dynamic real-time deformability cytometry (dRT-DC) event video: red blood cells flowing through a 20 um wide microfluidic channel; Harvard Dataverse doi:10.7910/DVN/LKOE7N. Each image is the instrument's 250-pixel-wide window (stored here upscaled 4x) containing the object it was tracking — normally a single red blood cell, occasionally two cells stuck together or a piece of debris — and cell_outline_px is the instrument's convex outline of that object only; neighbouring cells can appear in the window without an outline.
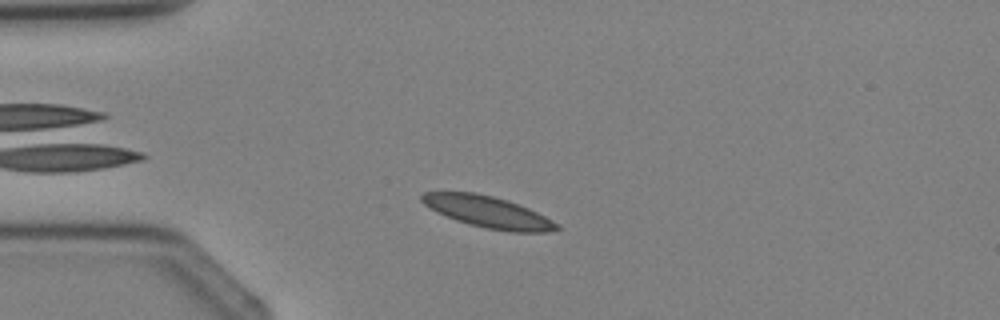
{"species": "Egyptian fruit bat (a non-hibernating species)", "species_latin": "Rousettus aegyptiacus", "temperature_condition": "cold", "stored_images_in_passage": 2, "camera_frame_rate_fps": 3000, "um_per_image_px": 0.085, "animal": {"sex": "female"}, "frame": {"image": 1, "passage_image": 1, "time_ms": 0.0, "image_size_px": [1000, 320], "cell_outline_px": [[560, 228], [548, 232], [508, 232], [468, 224], [456, 220], [436, 212], [424, 204], [420, 200], [420, 196], [424, 192], [476, 192], [508, 200], [528, 208], [560, 224]], "centroid_in_image_um": [41.47, 18.02], "position_along_channel_um": 43.5, "area_um2": 24.74}}